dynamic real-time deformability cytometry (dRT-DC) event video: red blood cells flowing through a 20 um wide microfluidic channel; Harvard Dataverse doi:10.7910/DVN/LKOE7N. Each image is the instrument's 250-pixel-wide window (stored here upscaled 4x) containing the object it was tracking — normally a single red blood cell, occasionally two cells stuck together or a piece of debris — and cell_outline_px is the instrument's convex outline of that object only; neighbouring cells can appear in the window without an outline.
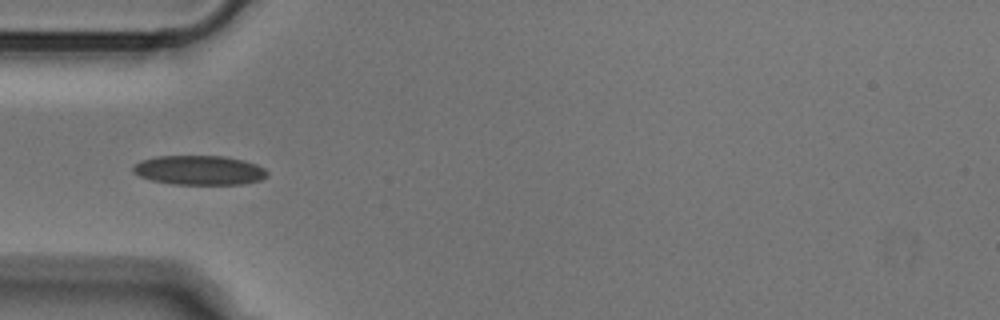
{"species": "Egyptian fruit bat (a non-hibernating species)", "species_latin": "Rousettus aegyptiacus", "temperature_condition": "cold", "stored_images_in_passage": 37, "camera_frame_rate_fps": 3000, "um_per_image_px": 0.085, "animal": {"sex": "male"}, "frame": {"image": 1, "passage_image": 1, "time_ms": 0.0, "image_size_px": [1000, 320], "cell_outline_px": [[268, 176], [260, 180], [244, 184], [176, 184], [152, 180], [140, 176], [132, 172], [132, 168], [140, 160], [156, 156], [220, 156], [244, 160], [256, 164], [264, 168], [268, 172]], "centroid_in_image_um": [16.95, 14.46], "position_along_channel_um": 68.0, "area_um2": 22.95}}
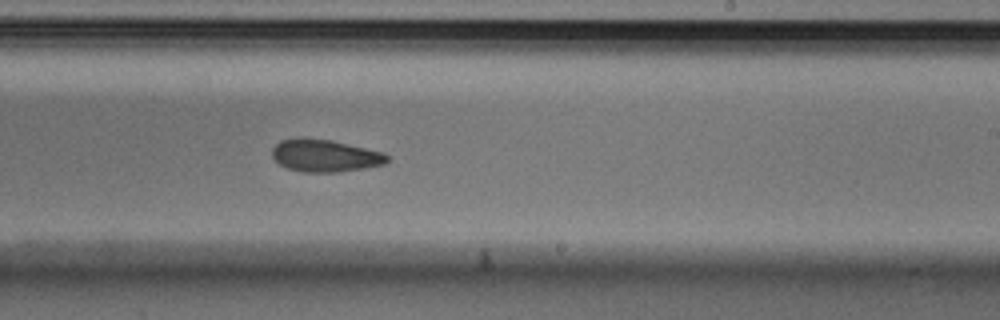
{"frame": {"image": 2, "passage_image": 16, "time_ms": 5.0, "image_size_px": [1000, 320], "cell_outline_px": [[392, 156], [384, 164], [364, 168], [336, 172], [304, 172], [288, 168], [280, 164], [272, 156], [272, 148], [280, 140], [300, 136], [332, 140], [384, 152]], "centroid_in_image_um": [27.63, 13.21], "position_along_channel_um": 261.4, "area_um2": 21.96}}
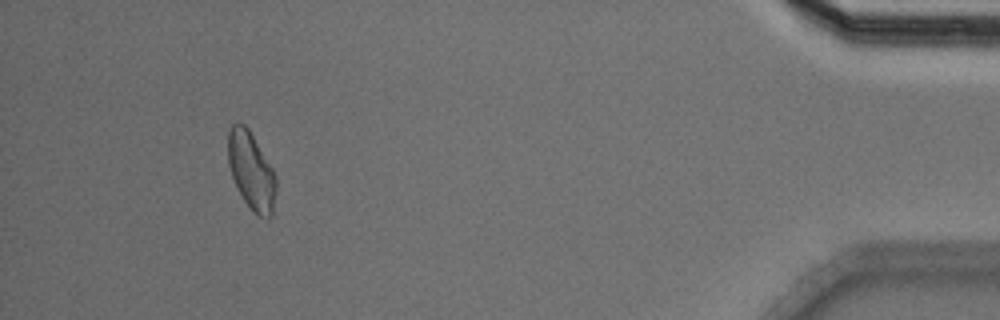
{"frame": {"image": 3, "passage_image": 33, "time_ms": 10.667, "image_size_px": [1000, 320], "cell_outline_px": [[276, 188], [272, 216], [268, 220], [260, 216], [244, 200], [236, 188], [228, 164], [228, 128], [236, 120], [244, 124], [248, 128], [272, 168], [276, 176]], "centroid_in_image_um": [21.34, 14.49], "position_along_channel_um": 413.9, "area_um2": 21.68}}